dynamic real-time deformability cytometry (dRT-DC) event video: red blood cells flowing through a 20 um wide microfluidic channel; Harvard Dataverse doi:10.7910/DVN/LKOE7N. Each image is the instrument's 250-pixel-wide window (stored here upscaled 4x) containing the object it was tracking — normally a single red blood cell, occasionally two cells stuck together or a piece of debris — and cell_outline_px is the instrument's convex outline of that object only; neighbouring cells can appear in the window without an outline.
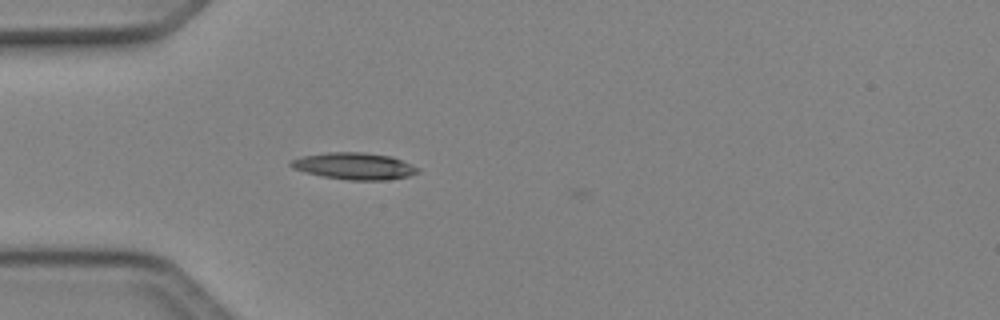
{"species": "Egyptian fruit bat (a non-hibernating species)", "species_latin": "Rousettus aegyptiacus", "temperature_condition": "cold", "stored_images_in_passage": 33, "camera_frame_rate_fps": 3000, "um_per_image_px": 0.085, "animal": {"sex": "female"}, "frame": {"image": 1, "passage_image": 3, "time_ms": 0.667, "image_size_px": [1000, 320], "cell_outline_px": [[420, 172], [408, 176], [384, 180], [348, 180], [324, 176], [304, 172], [292, 168], [288, 164], [292, 160], [304, 156], [328, 152], [364, 152], [392, 156], [420, 168]], "centroid_in_image_um": [30.14, 14.11], "position_along_channel_um": 54.9, "area_um2": 19.77}}
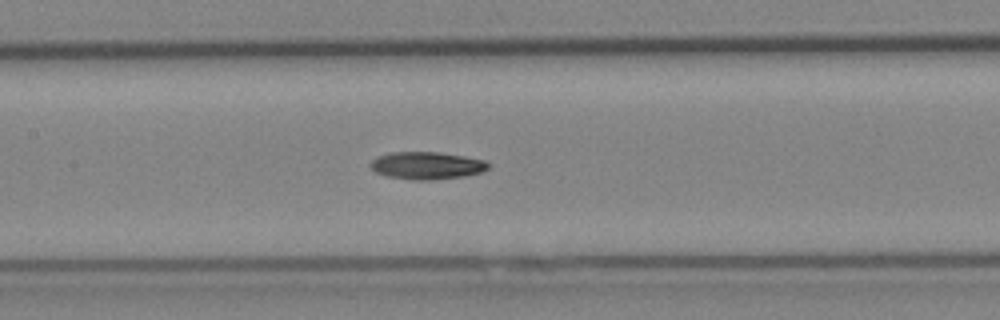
{"frame": {"image": 2, "passage_image": 12, "time_ms": 3.667, "image_size_px": [1000, 320], "cell_outline_px": [[492, 164], [484, 172], [464, 176], [432, 180], [412, 180], [388, 176], [376, 172], [368, 164], [376, 156], [388, 152], [440, 152], [464, 156], [484, 160]], "centroid_in_image_um": [36.29, 14.06], "position_along_channel_um": 171.1, "area_um2": 19.07}}
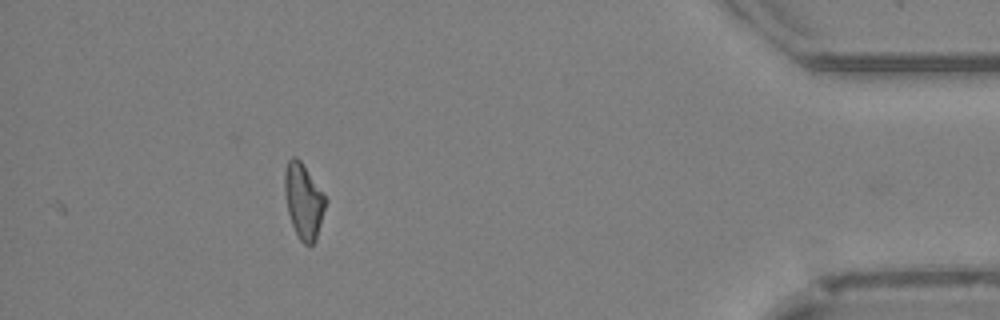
{"frame": {"image": 3, "passage_image": 33, "time_ms": 10.667, "image_size_px": [1000, 320], "cell_outline_px": [[328, 200], [316, 240], [312, 244], [304, 244], [300, 240], [292, 224], [288, 212], [284, 192], [284, 172], [288, 160], [292, 156], [296, 156], [300, 160]], "centroid_in_image_um": [25.8, 17.08], "position_along_channel_um": 409.4, "area_um2": 17.86}, "authors_computed_cell_mechanics": {"area_um2": 18.3226, "velocity_mm_per_s": 4.1346, "shape_relaxation_time_tau1_ms": 4.1864, "shape_relaxation_time_tau2_ms": null, "deformation_change_tau1": 0.1482, "deformation_change_tau2": null}}